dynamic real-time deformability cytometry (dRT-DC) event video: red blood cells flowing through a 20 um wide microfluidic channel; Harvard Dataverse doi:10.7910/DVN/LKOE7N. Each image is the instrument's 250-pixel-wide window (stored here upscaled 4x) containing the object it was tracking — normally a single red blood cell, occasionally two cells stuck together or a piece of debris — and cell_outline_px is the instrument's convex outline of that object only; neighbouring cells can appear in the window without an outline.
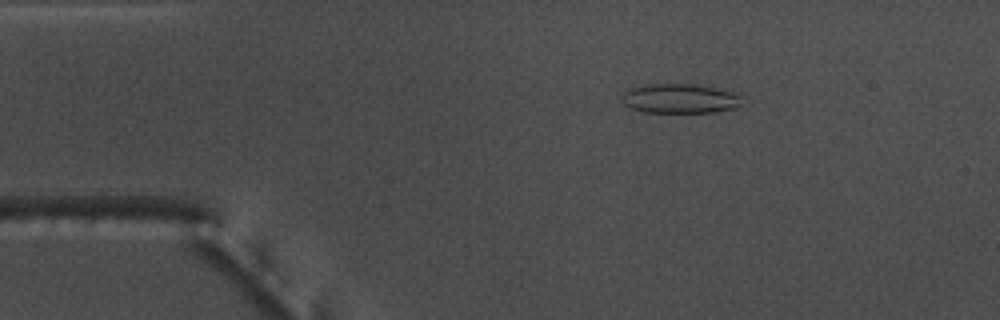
{"species": "common noctule bat (a hibernating species)", "species_latin": "Nyctalus noctula", "temperature_condition": "warm", "stored_images_in_passage": 53, "camera_frame_rate_fps": 3000, "um_per_image_px": 0.085, "animal": {"sex": "male", "body_mass_g": 17.5, "forearm_length_mm": 52.3}, "frame": {"image": 1, "passage_image": 9, "time_ms": 2.667, "image_size_px": [1000, 320], "cell_outline_px": [[740, 104], [736, 108], [712, 112], [644, 112], [632, 108], [624, 104], [620, 100], [620, 96], [628, 88], [644, 84], [692, 84], [716, 88], [732, 92], [740, 96]], "centroid_in_image_um": [57.72, 8.37], "position_along_channel_um": 27.3, "area_um2": 20.63}}
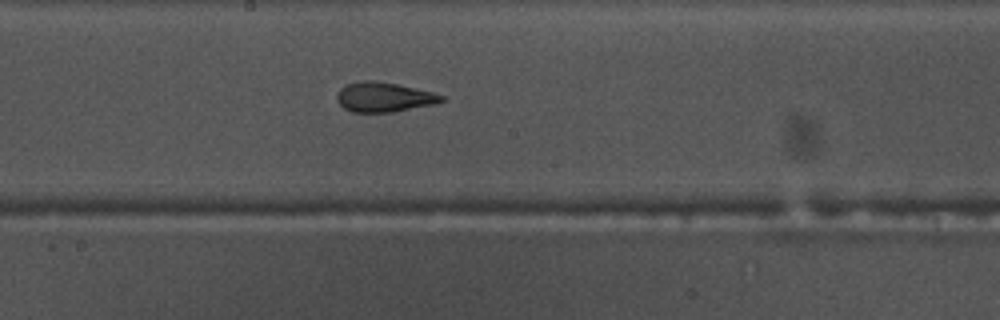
{"frame": {"image": 2, "passage_image": 28, "time_ms": 9.0, "image_size_px": [1000, 320], "cell_outline_px": [[448, 100], [436, 104], [392, 112], [352, 112], [344, 108], [336, 100], [336, 96], [340, 88], [344, 84], [360, 80], [376, 80], [396, 84], [432, 92], [444, 96]], "centroid_in_image_um": [32.63, 8.25], "position_along_channel_um": 215.6, "area_um2": 18.32}}
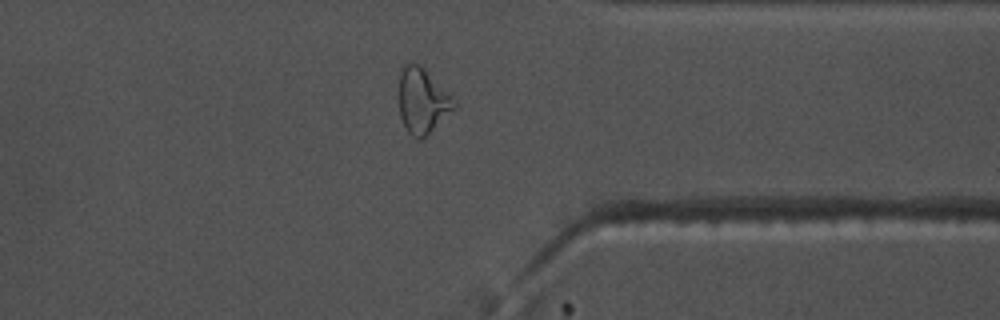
{"frame": {"image": 3, "passage_image": 41, "time_ms": 13.333, "image_size_px": [1000, 320], "cell_outline_px": [[456, 108], [424, 140], [416, 140], [408, 132], [400, 116], [400, 72], [404, 64], [408, 60], [412, 60], [420, 64], [456, 100]], "centroid_in_image_um": [35.93, 8.58], "position_along_channel_um": 375.5, "area_um2": 21.39}, "authors_computed_cell_mechanics": {"area_um2": 20.3456, "velocity_mm_per_s": 3.8396, "shape_relaxation_time_tau1_ms": 11.319, "shape_relaxation_time_tau2_ms": 2.1428, "deformation_change_tau1": 0.312, "deformation_change_tau2": 0.0993}}